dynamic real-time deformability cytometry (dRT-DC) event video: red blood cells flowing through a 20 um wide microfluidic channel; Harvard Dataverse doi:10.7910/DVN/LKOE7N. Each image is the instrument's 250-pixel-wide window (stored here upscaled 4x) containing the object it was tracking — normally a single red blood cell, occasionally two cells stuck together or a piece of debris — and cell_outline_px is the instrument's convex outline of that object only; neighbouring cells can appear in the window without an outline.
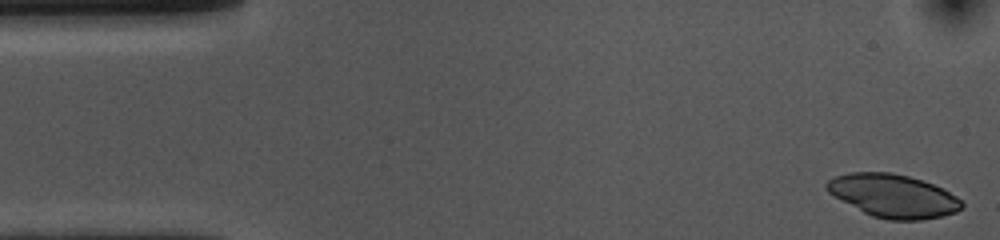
{"species": "common noctule bat (a hibernating species)", "species_latin": "Nyctalus noctula", "temperature_condition": "cold", "stored_images_in_passage": 48, "camera_frame_rate_fps": 3000, "um_per_image_px": 0.085, "animal": {"sex": "female", "body_mass_g": 10.0, "forearm_length_mm": 53.1}, "frame": {"image": 1, "passage_image": 1, "time_ms": 0.0, "image_size_px": [1000, 240], "cell_outline_px": [[964, 204], [956, 212], [940, 216], [920, 220], [888, 220], [872, 216], [864, 212], [828, 192], [824, 188], [824, 184], [828, 180], [836, 176], [848, 172], [892, 172], [908, 176], [944, 188], [956, 196]], "centroid_in_image_um": [75.91, 16.64], "position_along_channel_um": 9.1, "area_um2": 33.76}}